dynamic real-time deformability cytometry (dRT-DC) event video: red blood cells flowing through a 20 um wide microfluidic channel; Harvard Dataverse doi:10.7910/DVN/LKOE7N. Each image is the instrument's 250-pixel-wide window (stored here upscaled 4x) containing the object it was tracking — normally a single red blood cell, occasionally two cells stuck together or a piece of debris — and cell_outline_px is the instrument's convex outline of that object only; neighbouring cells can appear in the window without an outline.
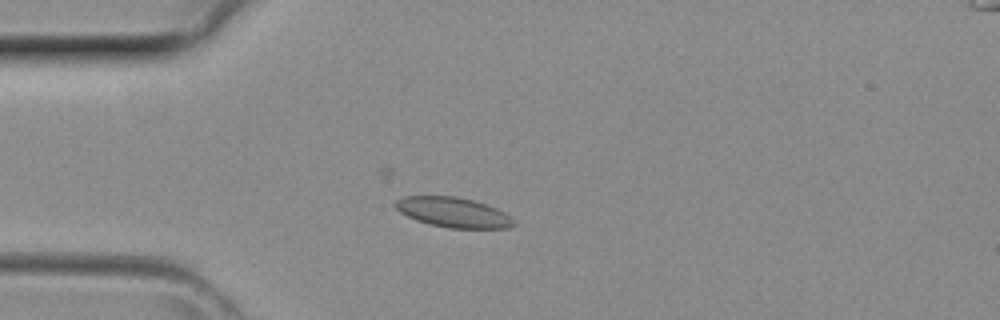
{"species": "common noctule bat (a hibernating species)", "species_latin": "Nyctalus noctula", "temperature_condition": "room temperature", "stored_images_in_passage": 36, "camera_frame_rate_fps": 3000, "um_per_image_px": 0.085, "animal": {"sex": "female", "body_mass_g": 29.2, "forearm_length_mm": 56.3}, "frame": {"image": 1, "passage_image": 10, "time_ms": 3.0, "image_size_px": [1000, 320], "cell_outline_px": [[516, 224], [508, 228], [452, 228], [428, 224], [416, 220], [400, 212], [392, 204], [396, 200], [404, 196], [456, 196], [472, 200], [496, 208], [504, 212], [516, 220]], "centroid_in_image_um": [38.52, 18.05], "position_along_channel_um": 46.5, "area_um2": 20.69}}
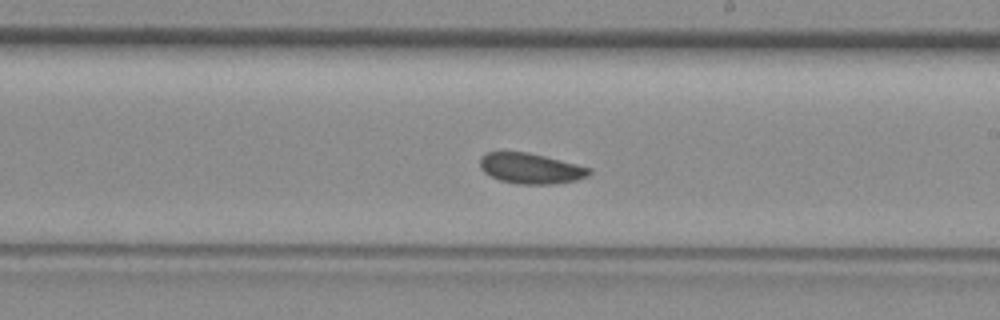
{"frame": {"image": 2, "passage_image": 23, "time_ms": 7.333, "image_size_px": [1000, 320], "cell_outline_px": [[592, 172], [588, 176], [576, 180], [552, 184], [516, 184], [500, 180], [484, 172], [480, 168], [480, 156], [488, 152], [528, 152], [592, 168]], "centroid_in_image_um": [45.11, 14.32], "position_along_channel_um": 243.9, "area_um2": 19.36}}
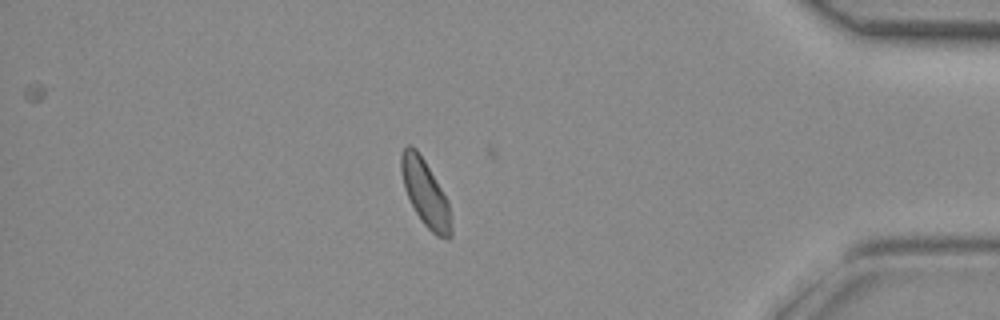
{"frame": {"image": 3, "passage_image": 35, "time_ms": 11.333, "image_size_px": [1000, 320], "cell_outline_px": [[452, 236], [448, 240], [436, 236], [424, 224], [416, 212], [404, 188], [400, 168], [400, 152], [408, 144], [416, 148], [424, 160], [448, 200], [452, 228]], "centroid_in_image_um": [36.15, 16.42], "position_along_channel_um": 399.0, "area_um2": 19.25}}